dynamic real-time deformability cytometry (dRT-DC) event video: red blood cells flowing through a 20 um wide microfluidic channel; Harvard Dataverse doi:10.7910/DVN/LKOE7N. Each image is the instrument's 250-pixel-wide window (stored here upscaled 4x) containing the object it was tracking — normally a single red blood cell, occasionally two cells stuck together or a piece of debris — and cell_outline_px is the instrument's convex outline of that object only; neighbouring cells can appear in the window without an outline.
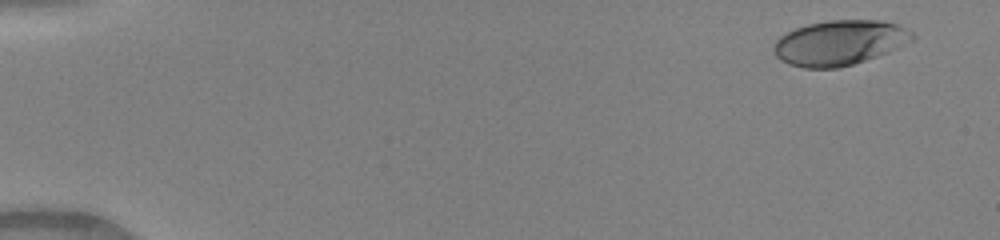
{"species": "human", "species_latin": "Homo sapiens", "temperature_condition": "warm", "stored_images_in_passage": 48, "camera_frame_rate_fps": 3000, "um_per_image_px": 0.085, "donor": {"sex": "female"}, "frame": {"image": 1, "passage_image": 1, "time_ms": 0.0, "image_size_px": [1000, 240], "cell_outline_px": [[916, 36], [912, 40], [888, 52], [852, 64], [836, 68], [804, 68], [788, 64], [780, 60], [776, 56], [772, 48], [776, 40], [780, 36], [796, 28], [808, 24], [828, 20], [880, 20], [896, 24], [912, 32]], "centroid_in_image_um": [71.33, 3.63], "position_along_channel_um": 13.7, "area_um2": 36.13}}
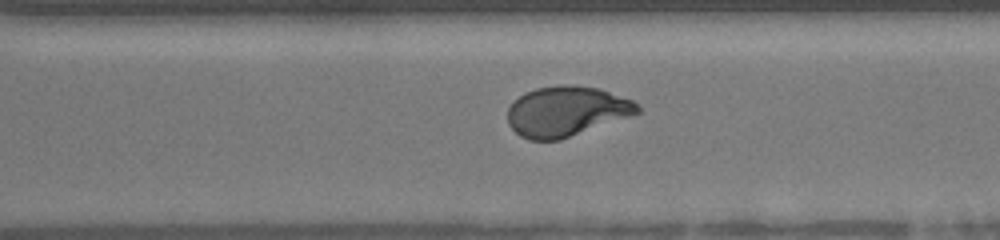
{"frame": {"image": 2, "passage_image": 34, "time_ms": 11.0, "image_size_px": [1000, 240], "cell_outline_px": [[640, 112], [632, 116], [560, 140], [528, 140], [520, 136], [508, 124], [508, 108], [524, 92], [536, 88], [560, 84], [568, 84], [600, 88], [632, 100], [640, 108]], "centroid_in_image_um": [48.15, 9.46], "position_along_channel_um": 322.5, "area_um2": 38.03}}
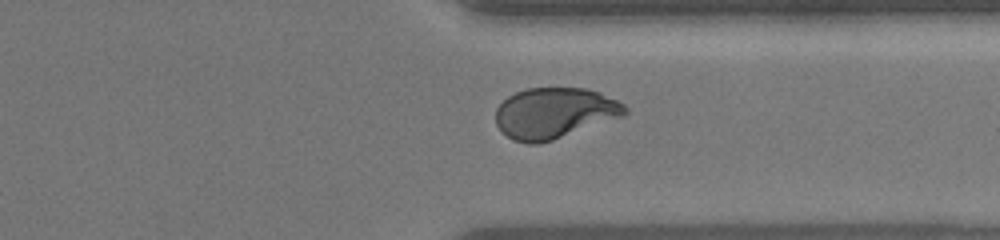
{"frame": {"image": 3, "passage_image": 37, "time_ms": 12.0, "image_size_px": [1000, 240], "cell_outline_px": [[628, 112], [624, 116], [552, 140], [536, 144], [528, 144], [512, 140], [496, 124], [496, 108], [508, 96], [516, 92], [528, 88], [584, 88], [600, 92], [624, 104], [628, 108]], "centroid_in_image_um": [47.14, 9.61], "position_along_channel_um": 364.3, "area_um2": 38.15}, "authors_computed_cell_mechanics": {"area_um2": 38.2058, "velocity_mm_per_s": 4.1214, "shape_relaxation_time_tau1_ms": 4.8076, "shape_relaxation_time_tau2_ms": null, "deformation_change_tau1": 0.2095, "deformation_change_tau2": null}}